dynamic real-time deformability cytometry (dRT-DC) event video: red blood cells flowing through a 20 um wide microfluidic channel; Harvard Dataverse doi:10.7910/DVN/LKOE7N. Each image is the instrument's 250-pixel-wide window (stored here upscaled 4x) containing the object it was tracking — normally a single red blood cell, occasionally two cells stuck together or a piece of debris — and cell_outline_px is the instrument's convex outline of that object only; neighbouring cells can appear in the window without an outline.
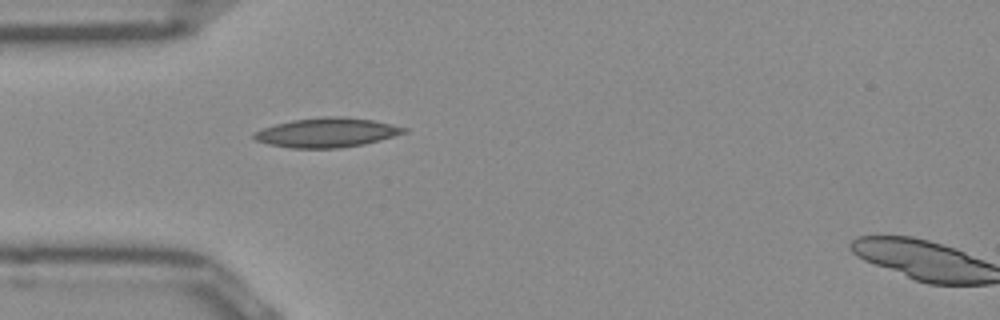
{"species": "Egyptian fruit bat (a non-hibernating species)", "species_latin": "Rousettus aegyptiacus", "temperature_condition": "room temperature", "stored_images_in_passage": 34, "camera_frame_rate_fps": 3000, "um_per_image_px": 0.085, "frame": {"image": 1, "passage_image": 1, "time_ms": 0.0, "image_size_px": [1000, 320], "cell_outline_px": [[408, 132], [380, 140], [364, 144], [340, 148], [292, 148], [268, 144], [256, 140], [252, 136], [252, 132], [276, 124], [292, 120], [324, 116], [344, 116], [372, 120], [408, 128]], "centroid_in_image_um": [27.78, 11.26], "position_along_channel_um": 57.2, "area_um2": 25.72}}
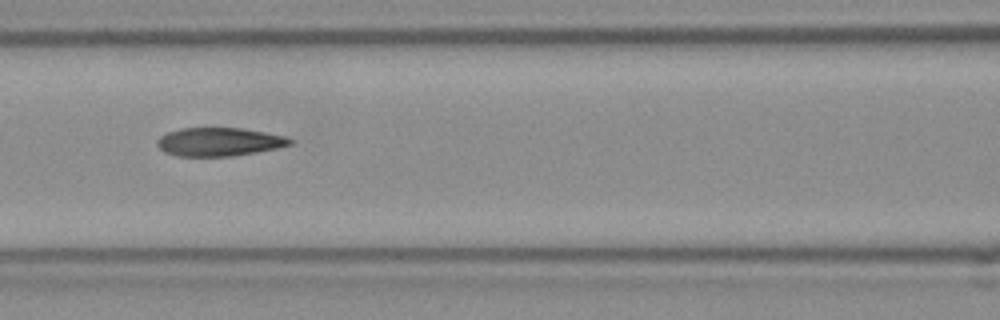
{"frame": {"image": 2, "passage_image": 8, "time_ms": 2.333, "image_size_px": [1000, 320], "cell_outline_px": [[296, 140], [292, 144], [276, 148], [256, 152], [228, 156], [176, 156], [164, 152], [156, 144], [156, 140], [160, 136], [168, 132], [180, 128], [244, 128], [288, 136]], "centroid_in_image_um": [18.65, 12.05], "position_along_channel_um": 147.9, "area_um2": 22.2}}
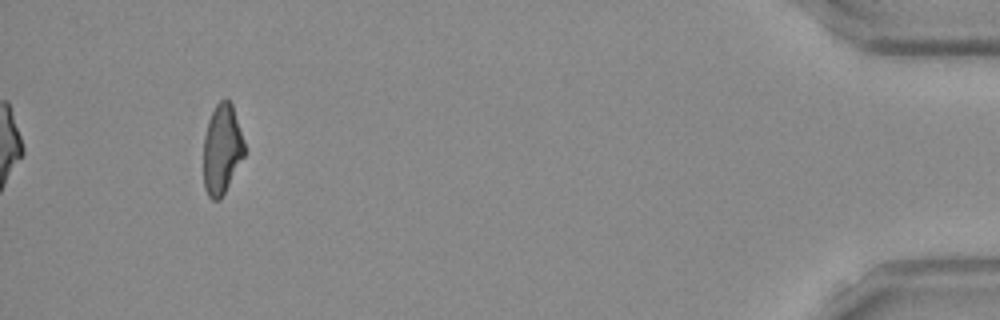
{"frame": {"image": 3, "passage_image": 34, "time_ms": 11.0, "image_size_px": [1000, 320], "cell_outline_px": [[244, 156], [220, 200], [212, 200], [208, 196], [204, 188], [204, 136], [208, 120], [216, 104], [220, 100], [228, 100], [232, 104], [244, 140]], "centroid_in_image_um": [18.85, 12.69], "position_along_channel_um": 416.3, "area_um2": 21.27}, "authors_computed_cell_mechanics": {"area_um2": 22.6287, "velocity_mm_per_s": 3.9688, "shape_relaxation_time_tau1_ms": null, "shape_relaxation_time_tau2_ms": 2.1196, "deformation_change_tau1": null, "deformation_change_tau2": 0.0933}}